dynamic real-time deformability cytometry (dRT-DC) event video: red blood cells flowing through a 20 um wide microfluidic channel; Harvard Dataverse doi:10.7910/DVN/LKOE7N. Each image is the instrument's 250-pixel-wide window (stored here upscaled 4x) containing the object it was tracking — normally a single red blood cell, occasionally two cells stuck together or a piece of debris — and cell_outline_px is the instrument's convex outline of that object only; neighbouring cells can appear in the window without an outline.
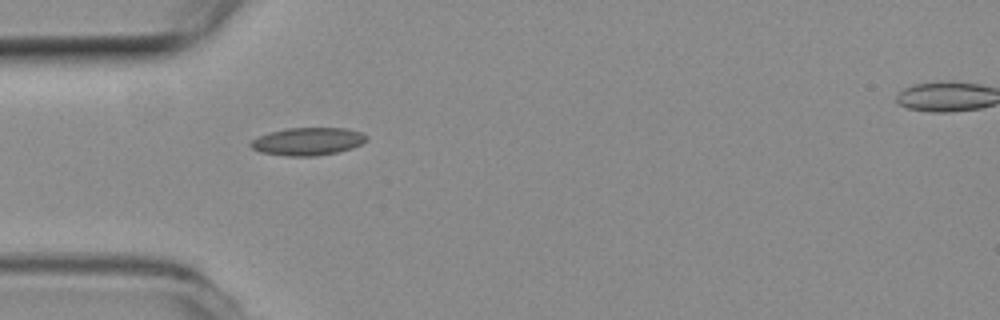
{"species": "common noctule bat (a hibernating species)", "species_latin": "Nyctalus noctula", "temperature_condition": "room temperature", "stored_images_in_passage": 5, "segment_of_instrument_passage": [1, 2], "camera_frame_rate_fps": 3000, "um_per_image_px": 0.085, "animal": {"sex": "female", "body_mass_g": 19.3, "forearm_length_mm": 54.1}, "frame": {"image": 1, "passage_image": 4, "time_ms": 1.0, "image_size_px": [1000, 320], "cell_outline_px": [[368, 140], [352, 148], [336, 152], [316, 156], [284, 156], [260, 152], [252, 148], [248, 144], [252, 140], [268, 132], [288, 128], [344, 128], [360, 132], [368, 136]], "centroid_in_image_um": [26.14, 12.02], "position_along_channel_um": 58.9, "area_um2": 18.73}}